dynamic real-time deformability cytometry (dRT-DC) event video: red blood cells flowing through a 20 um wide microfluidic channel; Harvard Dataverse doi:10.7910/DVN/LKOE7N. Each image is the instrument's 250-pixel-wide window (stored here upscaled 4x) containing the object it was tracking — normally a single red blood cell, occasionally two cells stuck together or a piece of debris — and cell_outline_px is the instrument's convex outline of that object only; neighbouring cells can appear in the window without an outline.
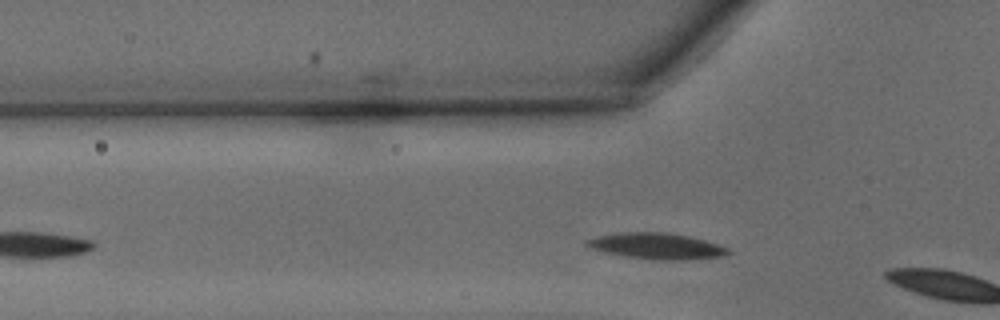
{"species": "common noctule bat (a hibernating species)", "species_latin": "Nyctalus noctula", "temperature_condition": "warm", "stored_images_in_passage": 3, "camera_frame_rate_fps": 3000, "um_per_image_px": 0.085, "animal": {"sex": "male", "body_mass_g": 15.6}, "frame": {"image": 1, "passage_image": 2, "time_ms": 0.333, "image_size_px": [1000, 320], "cell_outline_px": [[732, 252], [720, 256], [692, 260], [656, 260], [628, 256], [588, 248], [584, 244], [584, 240], [596, 236], [620, 232], [664, 232], [688, 236], [704, 240], [728, 248]], "centroid_in_image_um": [55.78, 20.91], "position_along_channel_um": 70.0, "area_um2": 21.39}}